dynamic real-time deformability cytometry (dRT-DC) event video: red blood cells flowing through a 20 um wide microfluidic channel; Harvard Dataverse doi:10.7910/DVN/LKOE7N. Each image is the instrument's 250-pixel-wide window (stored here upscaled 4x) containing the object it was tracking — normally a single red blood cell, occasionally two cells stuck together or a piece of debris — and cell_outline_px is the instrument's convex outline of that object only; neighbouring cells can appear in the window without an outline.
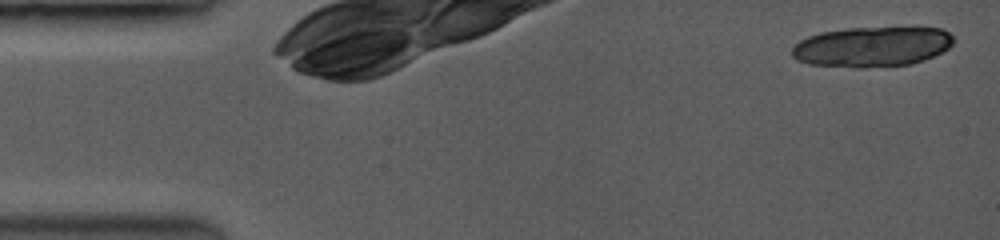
{"species": "common noctule bat (a hibernating species)", "species_latin": "Nyctalus noctula", "temperature_condition": "room temperature", "stored_images_in_passage": 30, "camera_frame_rate_fps": 3500, "um_per_image_px": 0.085, "animal": {"sex": "female", "body_mass_g": 19.0, "forearm_length_mm": 53.3}, "frame": {"image": 1, "passage_image": 1, "time_ms": 0.0, "image_size_px": [1000, 240], "cell_outline_px": [[952, 44], [948, 48], [932, 56], [908, 64], [812, 64], [800, 60], [792, 56], [792, 48], [800, 40], [808, 36], [824, 32], [852, 28], [940, 28], [948, 32], [952, 36]], "centroid_in_image_um": [74.14, 3.91], "position_along_channel_um": 10.9, "area_um2": 35.6}}